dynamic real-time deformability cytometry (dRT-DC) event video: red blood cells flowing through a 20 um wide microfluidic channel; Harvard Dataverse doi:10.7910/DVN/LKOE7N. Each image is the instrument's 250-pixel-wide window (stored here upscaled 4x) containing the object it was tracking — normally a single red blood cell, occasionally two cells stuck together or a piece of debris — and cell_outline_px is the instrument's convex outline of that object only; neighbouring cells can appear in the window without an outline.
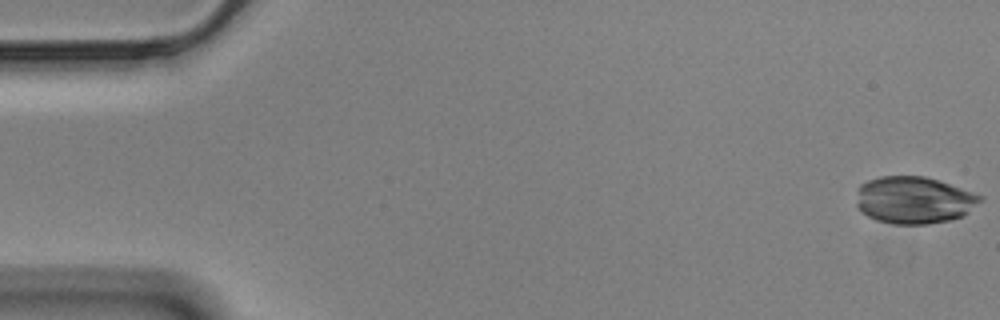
{"species": "Egyptian fruit bat (a non-hibernating species)", "species_latin": "Rousettus aegyptiacus", "temperature_condition": "cold", "stored_images_in_passage": 57, "camera_frame_rate_fps": 3000, "um_per_image_px": 0.085, "animal": {"sex": "male"}, "frame": {"image": 1, "passage_image": 1, "time_ms": 0.0, "image_size_px": [1000, 320], "cell_outline_px": [[984, 200], [968, 212], [952, 220], [928, 224], [892, 224], [876, 220], [868, 216], [856, 204], [856, 188], [860, 184], [868, 180], [880, 176], [924, 176], [984, 196]], "centroid_in_image_um": [77.67, 17.01], "position_along_channel_um": 7.3, "area_um2": 34.1}}
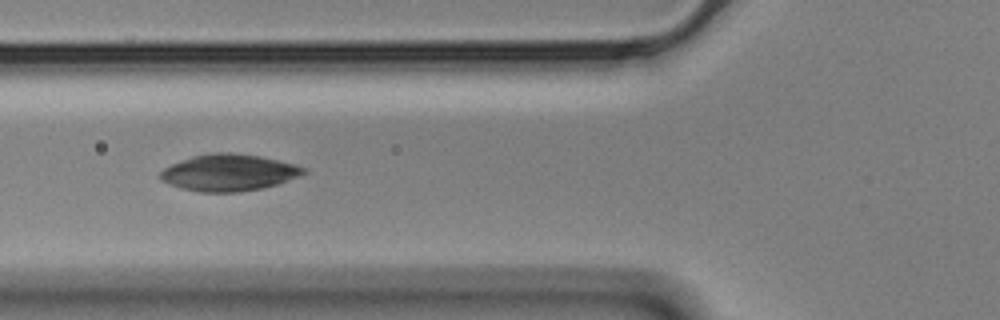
{"frame": {"image": 2, "passage_image": 21, "time_ms": 6.667, "image_size_px": [1000, 320], "cell_outline_px": [[308, 172], [276, 184], [260, 188], [240, 192], [200, 192], [180, 188], [168, 184], [160, 180], [160, 172], [164, 168], [172, 164], [192, 156], [212, 152], [232, 152], [260, 156], [308, 168]], "centroid_in_image_um": [19.41, 14.67], "position_along_channel_um": 106.4, "area_um2": 30.52}}
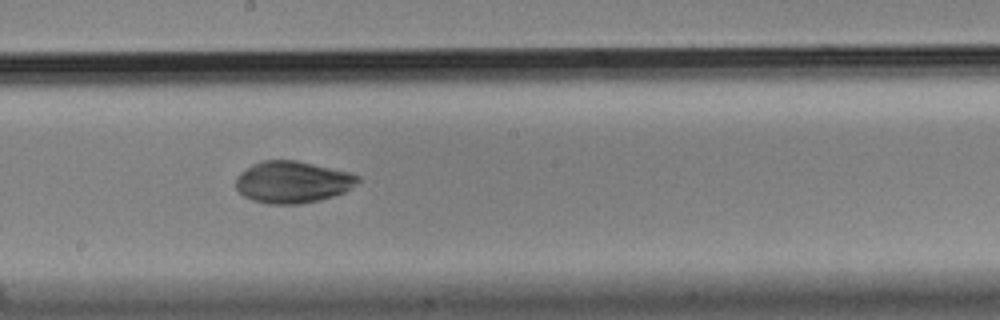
{"frame": {"image": 3, "passage_image": 31, "time_ms": 10.0, "image_size_px": [1000, 320], "cell_outline_px": [[360, 180], [344, 192], [320, 200], [300, 204], [268, 204], [252, 200], [244, 196], [236, 188], [236, 176], [240, 172], [252, 164], [260, 160], [296, 160], [348, 172], [360, 176]], "centroid_in_image_um": [24.82, 15.47], "position_along_channel_um": 223.4, "area_um2": 29.71}}